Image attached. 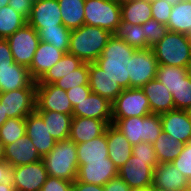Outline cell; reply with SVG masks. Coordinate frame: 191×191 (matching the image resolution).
<instances>
[{
    "label": "cell",
    "mask_w": 191,
    "mask_h": 191,
    "mask_svg": "<svg viewBox=\"0 0 191 191\" xmlns=\"http://www.w3.org/2000/svg\"><path fill=\"white\" fill-rule=\"evenodd\" d=\"M135 48L112 35L95 63L123 89L129 88L130 61Z\"/></svg>",
    "instance_id": "cell-1"
},
{
    "label": "cell",
    "mask_w": 191,
    "mask_h": 191,
    "mask_svg": "<svg viewBox=\"0 0 191 191\" xmlns=\"http://www.w3.org/2000/svg\"><path fill=\"white\" fill-rule=\"evenodd\" d=\"M112 35L100 27L82 25L71 31L68 53L83 63H93L102 54Z\"/></svg>",
    "instance_id": "cell-2"
},
{
    "label": "cell",
    "mask_w": 191,
    "mask_h": 191,
    "mask_svg": "<svg viewBox=\"0 0 191 191\" xmlns=\"http://www.w3.org/2000/svg\"><path fill=\"white\" fill-rule=\"evenodd\" d=\"M48 176L73 182L77 177L76 143L70 139L57 141L54 148L42 158Z\"/></svg>",
    "instance_id": "cell-3"
},
{
    "label": "cell",
    "mask_w": 191,
    "mask_h": 191,
    "mask_svg": "<svg viewBox=\"0 0 191 191\" xmlns=\"http://www.w3.org/2000/svg\"><path fill=\"white\" fill-rule=\"evenodd\" d=\"M152 50L159 65L188 68L191 45L188 35L168 31Z\"/></svg>",
    "instance_id": "cell-4"
},
{
    "label": "cell",
    "mask_w": 191,
    "mask_h": 191,
    "mask_svg": "<svg viewBox=\"0 0 191 191\" xmlns=\"http://www.w3.org/2000/svg\"><path fill=\"white\" fill-rule=\"evenodd\" d=\"M112 124L123 133L132 145L140 142L153 144L163 133L160 114L151 113L147 116L112 120Z\"/></svg>",
    "instance_id": "cell-5"
},
{
    "label": "cell",
    "mask_w": 191,
    "mask_h": 191,
    "mask_svg": "<svg viewBox=\"0 0 191 191\" xmlns=\"http://www.w3.org/2000/svg\"><path fill=\"white\" fill-rule=\"evenodd\" d=\"M84 25L100 27L114 34L121 22V5L112 0H85Z\"/></svg>",
    "instance_id": "cell-6"
},
{
    "label": "cell",
    "mask_w": 191,
    "mask_h": 191,
    "mask_svg": "<svg viewBox=\"0 0 191 191\" xmlns=\"http://www.w3.org/2000/svg\"><path fill=\"white\" fill-rule=\"evenodd\" d=\"M112 120L151 114L149 101L141 88L124 89L112 102Z\"/></svg>",
    "instance_id": "cell-7"
},
{
    "label": "cell",
    "mask_w": 191,
    "mask_h": 191,
    "mask_svg": "<svg viewBox=\"0 0 191 191\" xmlns=\"http://www.w3.org/2000/svg\"><path fill=\"white\" fill-rule=\"evenodd\" d=\"M14 62L30 67L33 56L40 43L38 32L26 23L7 38Z\"/></svg>",
    "instance_id": "cell-8"
},
{
    "label": "cell",
    "mask_w": 191,
    "mask_h": 191,
    "mask_svg": "<svg viewBox=\"0 0 191 191\" xmlns=\"http://www.w3.org/2000/svg\"><path fill=\"white\" fill-rule=\"evenodd\" d=\"M158 61L152 48L135 50L129 68V88H141L156 78Z\"/></svg>",
    "instance_id": "cell-9"
},
{
    "label": "cell",
    "mask_w": 191,
    "mask_h": 191,
    "mask_svg": "<svg viewBox=\"0 0 191 191\" xmlns=\"http://www.w3.org/2000/svg\"><path fill=\"white\" fill-rule=\"evenodd\" d=\"M0 103L8 118H26L36 110V88L0 93Z\"/></svg>",
    "instance_id": "cell-10"
},
{
    "label": "cell",
    "mask_w": 191,
    "mask_h": 191,
    "mask_svg": "<svg viewBox=\"0 0 191 191\" xmlns=\"http://www.w3.org/2000/svg\"><path fill=\"white\" fill-rule=\"evenodd\" d=\"M158 160H142L131 155L127 162L118 169L121 177L130 188L151 187L153 185L154 167Z\"/></svg>",
    "instance_id": "cell-11"
},
{
    "label": "cell",
    "mask_w": 191,
    "mask_h": 191,
    "mask_svg": "<svg viewBox=\"0 0 191 191\" xmlns=\"http://www.w3.org/2000/svg\"><path fill=\"white\" fill-rule=\"evenodd\" d=\"M35 111H56L72 114L73 106L66 94V90L54 84H37Z\"/></svg>",
    "instance_id": "cell-12"
},
{
    "label": "cell",
    "mask_w": 191,
    "mask_h": 191,
    "mask_svg": "<svg viewBox=\"0 0 191 191\" xmlns=\"http://www.w3.org/2000/svg\"><path fill=\"white\" fill-rule=\"evenodd\" d=\"M47 177L43 160L13 167L15 191H40Z\"/></svg>",
    "instance_id": "cell-13"
},
{
    "label": "cell",
    "mask_w": 191,
    "mask_h": 191,
    "mask_svg": "<svg viewBox=\"0 0 191 191\" xmlns=\"http://www.w3.org/2000/svg\"><path fill=\"white\" fill-rule=\"evenodd\" d=\"M76 180L83 183L104 186L118 176V168L108 157L105 161H78Z\"/></svg>",
    "instance_id": "cell-14"
},
{
    "label": "cell",
    "mask_w": 191,
    "mask_h": 191,
    "mask_svg": "<svg viewBox=\"0 0 191 191\" xmlns=\"http://www.w3.org/2000/svg\"><path fill=\"white\" fill-rule=\"evenodd\" d=\"M27 23L36 31L40 28L59 27L62 23V13L57 0H39L33 2Z\"/></svg>",
    "instance_id": "cell-15"
},
{
    "label": "cell",
    "mask_w": 191,
    "mask_h": 191,
    "mask_svg": "<svg viewBox=\"0 0 191 191\" xmlns=\"http://www.w3.org/2000/svg\"><path fill=\"white\" fill-rule=\"evenodd\" d=\"M25 124L26 135L31 139L39 155L43 158L54 148L57 140L48 132L43 118L36 111L25 118Z\"/></svg>",
    "instance_id": "cell-16"
},
{
    "label": "cell",
    "mask_w": 191,
    "mask_h": 191,
    "mask_svg": "<svg viewBox=\"0 0 191 191\" xmlns=\"http://www.w3.org/2000/svg\"><path fill=\"white\" fill-rule=\"evenodd\" d=\"M160 119L163 133L172 135L183 144L191 141L189 110L174 109L160 114Z\"/></svg>",
    "instance_id": "cell-17"
},
{
    "label": "cell",
    "mask_w": 191,
    "mask_h": 191,
    "mask_svg": "<svg viewBox=\"0 0 191 191\" xmlns=\"http://www.w3.org/2000/svg\"><path fill=\"white\" fill-rule=\"evenodd\" d=\"M112 120L72 117L69 139L76 144L88 142L104 134Z\"/></svg>",
    "instance_id": "cell-18"
},
{
    "label": "cell",
    "mask_w": 191,
    "mask_h": 191,
    "mask_svg": "<svg viewBox=\"0 0 191 191\" xmlns=\"http://www.w3.org/2000/svg\"><path fill=\"white\" fill-rule=\"evenodd\" d=\"M4 160L12 167H16L38 162L42 157L31 139L25 135L4 147Z\"/></svg>",
    "instance_id": "cell-19"
},
{
    "label": "cell",
    "mask_w": 191,
    "mask_h": 191,
    "mask_svg": "<svg viewBox=\"0 0 191 191\" xmlns=\"http://www.w3.org/2000/svg\"><path fill=\"white\" fill-rule=\"evenodd\" d=\"M65 52L51 44L40 41L33 56L29 72L35 82H38L46 72L51 69L63 56Z\"/></svg>",
    "instance_id": "cell-20"
},
{
    "label": "cell",
    "mask_w": 191,
    "mask_h": 191,
    "mask_svg": "<svg viewBox=\"0 0 191 191\" xmlns=\"http://www.w3.org/2000/svg\"><path fill=\"white\" fill-rule=\"evenodd\" d=\"M36 86L27 67L16 62L11 66L0 67V93Z\"/></svg>",
    "instance_id": "cell-21"
},
{
    "label": "cell",
    "mask_w": 191,
    "mask_h": 191,
    "mask_svg": "<svg viewBox=\"0 0 191 191\" xmlns=\"http://www.w3.org/2000/svg\"><path fill=\"white\" fill-rule=\"evenodd\" d=\"M152 186L160 189L187 191L189 180L180 173L172 162L158 163L154 167Z\"/></svg>",
    "instance_id": "cell-22"
},
{
    "label": "cell",
    "mask_w": 191,
    "mask_h": 191,
    "mask_svg": "<svg viewBox=\"0 0 191 191\" xmlns=\"http://www.w3.org/2000/svg\"><path fill=\"white\" fill-rule=\"evenodd\" d=\"M91 92L100 95L112 103L124 90L108 76L95 62L89 63V83Z\"/></svg>",
    "instance_id": "cell-23"
},
{
    "label": "cell",
    "mask_w": 191,
    "mask_h": 191,
    "mask_svg": "<svg viewBox=\"0 0 191 191\" xmlns=\"http://www.w3.org/2000/svg\"><path fill=\"white\" fill-rule=\"evenodd\" d=\"M112 103L98 94L90 93L86 99L78 103L72 117H89L98 120H112Z\"/></svg>",
    "instance_id": "cell-24"
},
{
    "label": "cell",
    "mask_w": 191,
    "mask_h": 191,
    "mask_svg": "<svg viewBox=\"0 0 191 191\" xmlns=\"http://www.w3.org/2000/svg\"><path fill=\"white\" fill-rule=\"evenodd\" d=\"M105 132L109 158L119 169L131 157L133 145L112 123L108 125Z\"/></svg>",
    "instance_id": "cell-25"
},
{
    "label": "cell",
    "mask_w": 191,
    "mask_h": 191,
    "mask_svg": "<svg viewBox=\"0 0 191 191\" xmlns=\"http://www.w3.org/2000/svg\"><path fill=\"white\" fill-rule=\"evenodd\" d=\"M147 97L151 113L162 114L175 109L171 92L156 78L141 87Z\"/></svg>",
    "instance_id": "cell-26"
},
{
    "label": "cell",
    "mask_w": 191,
    "mask_h": 191,
    "mask_svg": "<svg viewBox=\"0 0 191 191\" xmlns=\"http://www.w3.org/2000/svg\"><path fill=\"white\" fill-rule=\"evenodd\" d=\"M45 123L48 132L57 141L67 140L70 136L72 114L56 111H36Z\"/></svg>",
    "instance_id": "cell-27"
},
{
    "label": "cell",
    "mask_w": 191,
    "mask_h": 191,
    "mask_svg": "<svg viewBox=\"0 0 191 191\" xmlns=\"http://www.w3.org/2000/svg\"><path fill=\"white\" fill-rule=\"evenodd\" d=\"M152 19L150 0H130L121 4V20L132 25H143Z\"/></svg>",
    "instance_id": "cell-28"
},
{
    "label": "cell",
    "mask_w": 191,
    "mask_h": 191,
    "mask_svg": "<svg viewBox=\"0 0 191 191\" xmlns=\"http://www.w3.org/2000/svg\"><path fill=\"white\" fill-rule=\"evenodd\" d=\"M78 161H105L109 157L106 132L88 142L76 144Z\"/></svg>",
    "instance_id": "cell-29"
},
{
    "label": "cell",
    "mask_w": 191,
    "mask_h": 191,
    "mask_svg": "<svg viewBox=\"0 0 191 191\" xmlns=\"http://www.w3.org/2000/svg\"><path fill=\"white\" fill-rule=\"evenodd\" d=\"M61 13L63 25L70 29H77L84 25L85 0H57Z\"/></svg>",
    "instance_id": "cell-30"
},
{
    "label": "cell",
    "mask_w": 191,
    "mask_h": 191,
    "mask_svg": "<svg viewBox=\"0 0 191 191\" xmlns=\"http://www.w3.org/2000/svg\"><path fill=\"white\" fill-rule=\"evenodd\" d=\"M167 27L168 31L186 35L191 32V0L173 5Z\"/></svg>",
    "instance_id": "cell-31"
},
{
    "label": "cell",
    "mask_w": 191,
    "mask_h": 191,
    "mask_svg": "<svg viewBox=\"0 0 191 191\" xmlns=\"http://www.w3.org/2000/svg\"><path fill=\"white\" fill-rule=\"evenodd\" d=\"M83 62L74 55L65 53L64 56L51 68L36 84H54L60 78L79 68Z\"/></svg>",
    "instance_id": "cell-32"
},
{
    "label": "cell",
    "mask_w": 191,
    "mask_h": 191,
    "mask_svg": "<svg viewBox=\"0 0 191 191\" xmlns=\"http://www.w3.org/2000/svg\"><path fill=\"white\" fill-rule=\"evenodd\" d=\"M182 146L183 143L175 140L172 135L161 133L153 143L158 163H171L181 153Z\"/></svg>",
    "instance_id": "cell-33"
},
{
    "label": "cell",
    "mask_w": 191,
    "mask_h": 191,
    "mask_svg": "<svg viewBox=\"0 0 191 191\" xmlns=\"http://www.w3.org/2000/svg\"><path fill=\"white\" fill-rule=\"evenodd\" d=\"M113 35L136 50L148 49L142 25H132L130 22L121 20Z\"/></svg>",
    "instance_id": "cell-34"
},
{
    "label": "cell",
    "mask_w": 191,
    "mask_h": 191,
    "mask_svg": "<svg viewBox=\"0 0 191 191\" xmlns=\"http://www.w3.org/2000/svg\"><path fill=\"white\" fill-rule=\"evenodd\" d=\"M71 31L64 25H59V27L40 28L37 32L40 41L68 53Z\"/></svg>",
    "instance_id": "cell-35"
},
{
    "label": "cell",
    "mask_w": 191,
    "mask_h": 191,
    "mask_svg": "<svg viewBox=\"0 0 191 191\" xmlns=\"http://www.w3.org/2000/svg\"><path fill=\"white\" fill-rule=\"evenodd\" d=\"M27 23V20L10 6L0 8V38L7 39Z\"/></svg>",
    "instance_id": "cell-36"
},
{
    "label": "cell",
    "mask_w": 191,
    "mask_h": 191,
    "mask_svg": "<svg viewBox=\"0 0 191 191\" xmlns=\"http://www.w3.org/2000/svg\"><path fill=\"white\" fill-rule=\"evenodd\" d=\"M188 75V68L159 65L156 79L172 93Z\"/></svg>",
    "instance_id": "cell-37"
},
{
    "label": "cell",
    "mask_w": 191,
    "mask_h": 191,
    "mask_svg": "<svg viewBox=\"0 0 191 191\" xmlns=\"http://www.w3.org/2000/svg\"><path fill=\"white\" fill-rule=\"evenodd\" d=\"M26 135L25 118H9L0 127V140L4 147Z\"/></svg>",
    "instance_id": "cell-38"
},
{
    "label": "cell",
    "mask_w": 191,
    "mask_h": 191,
    "mask_svg": "<svg viewBox=\"0 0 191 191\" xmlns=\"http://www.w3.org/2000/svg\"><path fill=\"white\" fill-rule=\"evenodd\" d=\"M89 63H83L79 68L68 73L54 83L63 90H68L77 86H89Z\"/></svg>",
    "instance_id": "cell-39"
},
{
    "label": "cell",
    "mask_w": 191,
    "mask_h": 191,
    "mask_svg": "<svg viewBox=\"0 0 191 191\" xmlns=\"http://www.w3.org/2000/svg\"><path fill=\"white\" fill-rule=\"evenodd\" d=\"M171 94L175 109L191 110V76L188 75Z\"/></svg>",
    "instance_id": "cell-40"
},
{
    "label": "cell",
    "mask_w": 191,
    "mask_h": 191,
    "mask_svg": "<svg viewBox=\"0 0 191 191\" xmlns=\"http://www.w3.org/2000/svg\"><path fill=\"white\" fill-rule=\"evenodd\" d=\"M142 27L145 32V40L147 41L148 48H152L168 32V27L155 19L148 20Z\"/></svg>",
    "instance_id": "cell-41"
},
{
    "label": "cell",
    "mask_w": 191,
    "mask_h": 191,
    "mask_svg": "<svg viewBox=\"0 0 191 191\" xmlns=\"http://www.w3.org/2000/svg\"><path fill=\"white\" fill-rule=\"evenodd\" d=\"M172 163L188 180L191 179V141L183 144L181 153Z\"/></svg>",
    "instance_id": "cell-42"
},
{
    "label": "cell",
    "mask_w": 191,
    "mask_h": 191,
    "mask_svg": "<svg viewBox=\"0 0 191 191\" xmlns=\"http://www.w3.org/2000/svg\"><path fill=\"white\" fill-rule=\"evenodd\" d=\"M152 19L167 26L173 5L163 0H150Z\"/></svg>",
    "instance_id": "cell-43"
},
{
    "label": "cell",
    "mask_w": 191,
    "mask_h": 191,
    "mask_svg": "<svg viewBox=\"0 0 191 191\" xmlns=\"http://www.w3.org/2000/svg\"><path fill=\"white\" fill-rule=\"evenodd\" d=\"M73 182L48 176L40 191H72Z\"/></svg>",
    "instance_id": "cell-44"
},
{
    "label": "cell",
    "mask_w": 191,
    "mask_h": 191,
    "mask_svg": "<svg viewBox=\"0 0 191 191\" xmlns=\"http://www.w3.org/2000/svg\"><path fill=\"white\" fill-rule=\"evenodd\" d=\"M132 155L136 156L137 159L157 160L153 144L148 142H140L133 145Z\"/></svg>",
    "instance_id": "cell-45"
},
{
    "label": "cell",
    "mask_w": 191,
    "mask_h": 191,
    "mask_svg": "<svg viewBox=\"0 0 191 191\" xmlns=\"http://www.w3.org/2000/svg\"><path fill=\"white\" fill-rule=\"evenodd\" d=\"M91 93L90 86H77L66 90L73 108Z\"/></svg>",
    "instance_id": "cell-46"
},
{
    "label": "cell",
    "mask_w": 191,
    "mask_h": 191,
    "mask_svg": "<svg viewBox=\"0 0 191 191\" xmlns=\"http://www.w3.org/2000/svg\"><path fill=\"white\" fill-rule=\"evenodd\" d=\"M33 2L31 0H9L8 6L22 15L26 20L29 19Z\"/></svg>",
    "instance_id": "cell-47"
},
{
    "label": "cell",
    "mask_w": 191,
    "mask_h": 191,
    "mask_svg": "<svg viewBox=\"0 0 191 191\" xmlns=\"http://www.w3.org/2000/svg\"><path fill=\"white\" fill-rule=\"evenodd\" d=\"M14 59L7 39L0 38V67L13 65Z\"/></svg>",
    "instance_id": "cell-48"
},
{
    "label": "cell",
    "mask_w": 191,
    "mask_h": 191,
    "mask_svg": "<svg viewBox=\"0 0 191 191\" xmlns=\"http://www.w3.org/2000/svg\"><path fill=\"white\" fill-rule=\"evenodd\" d=\"M14 185L13 167L5 160H0V184Z\"/></svg>",
    "instance_id": "cell-49"
},
{
    "label": "cell",
    "mask_w": 191,
    "mask_h": 191,
    "mask_svg": "<svg viewBox=\"0 0 191 191\" xmlns=\"http://www.w3.org/2000/svg\"><path fill=\"white\" fill-rule=\"evenodd\" d=\"M104 191H130L129 185L119 176L110 179L104 186Z\"/></svg>",
    "instance_id": "cell-50"
},
{
    "label": "cell",
    "mask_w": 191,
    "mask_h": 191,
    "mask_svg": "<svg viewBox=\"0 0 191 191\" xmlns=\"http://www.w3.org/2000/svg\"><path fill=\"white\" fill-rule=\"evenodd\" d=\"M72 191H104L103 186L83 183L78 180L73 181Z\"/></svg>",
    "instance_id": "cell-51"
},
{
    "label": "cell",
    "mask_w": 191,
    "mask_h": 191,
    "mask_svg": "<svg viewBox=\"0 0 191 191\" xmlns=\"http://www.w3.org/2000/svg\"><path fill=\"white\" fill-rule=\"evenodd\" d=\"M9 119L7 114L4 112L2 104L0 103V127Z\"/></svg>",
    "instance_id": "cell-52"
},
{
    "label": "cell",
    "mask_w": 191,
    "mask_h": 191,
    "mask_svg": "<svg viewBox=\"0 0 191 191\" xmlns=\"http://www.w3.org/2000/svg\"><path fill=\"white\" fill-rule=\"evenodd\" d=\"M0 191H15L14 185L0 184Z\"/></svg>",
    "instance_id": "cell-53"
},
{
    "label": "cell",
    "mask_w": 191,
    "mask_h": 191,
    "mask_svg": "<svg viewBox=\"0 0 191 191\" xmlns=\"http://www.w3.org/2000/svg\"><path fill=\"white\" fill-rule=\"evenodd\" d=\"M0 160H4V145L0 140Z\"/></svg>",
    "instance_id": "cell-54"
},
{
    "label": "cell",
    "mask_w": 191,
    "mask_h": 191,
    "mask_svg": "<svg viewBox=\"0 0 191 191\" xmlns=\"http://www.w3.org/2000/svg\"><path fill=\"white\" fill-rule=\"evenodd\" d=\"M130 191H151V187L131 188Z\"/></svg>",
    "instance_id": "cell-55"
},
{
    "label": "cell",
    "mask_w": 191,
    "mask_h": 191,
    "mask_svg": "<svg viewBox=\"0 0 191 191\" xmlns=\"http://www.w3.org/2000/svg\"><path fill=\"white\" fill-rule=\"evenodd\" d=\"M151 191H183V190H167V189H160V188H155L154 186H151Z\"/></svg>",
    "instance_id": "cell-56"
},
{
    "label": "cell",
    "mask_w": 191,
    "mask_h": 191,
    "mask_svg": "<svg viewBox=\"0 0 191 191\" xmlns=\"http://www.w3.org/2000/svg\"><path fill=\"white\" fill-rule=\"evenodd\" d=\"M163 1H166V2H168L171 5H176L179 2L186 1V0H163Z\"/></svg>",
    "instance_id": "cell-57"
},
{
    "label": "cell",
    "mask_w": 191,
    "mask_h": 191,
    "mask_svg": "<svg viewBox=\"0 0 191 191\" xmlns=\"http://www.w3.org/2000/svg\"><path fill=\"white\" fill-rule=\"evenodd\" d=\"M8 2H9V0H0V8L8 6Z\"/></svg>",
    "instance_id": "cell-58"
},
{
    "label": "cell",
    "mask_w": 191,
    "mask_h": 191,
    "mask_svg": "<svg viewBox=\"0 0 191 191\" xmlns=\"http://www.w3.org/2000/svg\"><path fill=\"white\" fill-rule=\"evenodd\" d=\"M112 1H114L115 3H118V4H123V3H126V2H128V1H130V0H112Z\"/></svg>",
    "instance_id": "cell-59"
},
{
    "label": "cell",
    "mask_w": 191,
    "mask_h": 191,
    "mask_svg": "<svg viewBox=\"0 0 191 191\" xmlns=\"http://www.w3.org/2000/svg\"><path fill=\"white\" fill-rule=\"evenodd\" d=\"M188 72H189V75L191 76V62L189 63V66H188Z\"/></svg>",
    "instance_id": "cell-60"
},
{
    "label": "cell",
    "mask_w": 191,
    "mask_h": 191,
    "mask_svg": "<svg viewBox=\"0 0 191 191\" xmlns=\"http://www.w3.org/2000/svg\"><path fill=\"white\" fill-rule=\"evenodd\" d=\"M189 40H190V45H191V32L188 34Z\"/></svg>",
    "instance_id": "cell-61"
},
{
    "label": "cell",
    "mask_w": 191,
    "mask_h": 191,
    "mask_svg": "<svg viewBox=\"0 0 191 191\" xmlns=\"http://www.w3.org/2000/svg\"><path fill=\"white\" fill-rule=\"evenodd\" d=\"M189 119H190V122H191V110H189Z\"/></svg>",
    "instance_id": "cell-62"
},
{
    "label": "cell",
    "mask_w": 191,
    "mask_h": 191,
    "mask_svg": "<svg viewBox=\"0 0 191 191\" xmlns=\"http://www.w3.org/2000/svg\"><path fill=\"white\" fill-rule=\"evenodd\" d=\"M189 189H191V179L189 180Z\"/></svg>",
    "instance_id": "cell-63"
}]
</instances>
